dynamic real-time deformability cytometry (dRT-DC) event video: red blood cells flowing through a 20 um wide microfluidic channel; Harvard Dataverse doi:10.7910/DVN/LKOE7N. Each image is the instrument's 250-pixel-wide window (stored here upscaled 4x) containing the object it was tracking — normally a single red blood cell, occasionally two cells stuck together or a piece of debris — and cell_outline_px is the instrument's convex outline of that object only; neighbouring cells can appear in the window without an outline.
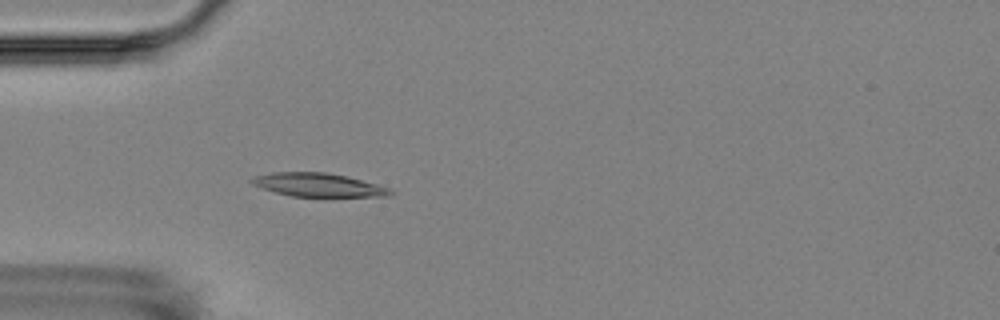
{"species": "Egyptian fruit bat (a non-hibernating species)", "species_latin": "Rousettus aegyptiacus", "temperature_condition": "room temperature", "stored_images_in_passage": 4, "camera_frame_rate_fps": 3000, "um_per_image_px": 0.085, "animal": {"sex": "female"}, "frame": {"image": 1, "passage_image": 4, "time_ms": 4.667, "image_size_px": [1000, 320], "cell_outline_px": [[396, 192], [388, 196], [292, 196], [276, 192], [252, 184], [248, 180], [252, 176], [272, 172], [324, 172], [344, 176], [376, 184], [388, 188]], "centroid_in_image_um": [27.0, 15.71], "position_along_channel_um": 58.0, "area_um2": 18.67}}